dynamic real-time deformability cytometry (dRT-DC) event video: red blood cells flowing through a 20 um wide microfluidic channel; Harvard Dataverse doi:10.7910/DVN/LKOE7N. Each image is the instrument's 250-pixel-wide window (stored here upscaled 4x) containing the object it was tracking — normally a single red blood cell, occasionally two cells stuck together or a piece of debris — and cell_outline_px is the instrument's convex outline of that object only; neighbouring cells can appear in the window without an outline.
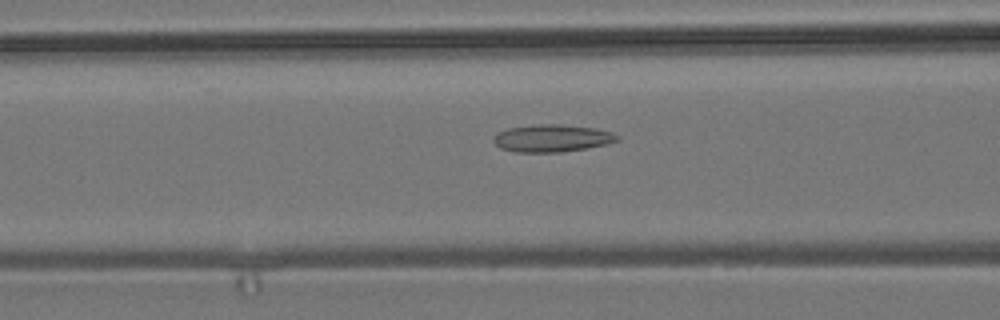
{"species": "common noctule bat (a hibernating species)", "species_latin": "Nyctalus noctula", "temperature_condition": "room temperature", "stored_images_in_passage": 23, "camera_frame_rate_fps": 3000, "um_per_image_px": 0.085, "animal": {"sex": "male", "body_mass_g": 19.2, "forearm_length_mm": 51.8}, "frame": {"image": 1, "passage_image": 11, "time_ms": 3.333, "image_size_px": [1000, 320], "cell_outline_px": [[620, 140], [608, 144], [588, 148], [560, 152], [512, 152], [500, 148], [492, 140], [492, 136], [496, 132], [508, 128], [536, 124], [560, 124], [596, 128], [612, 132], [620, 136]], "centroid_in_image_um": [46.92, 11.75], "position_along_channel_um": 119.7, "area_um2": 20.11}}
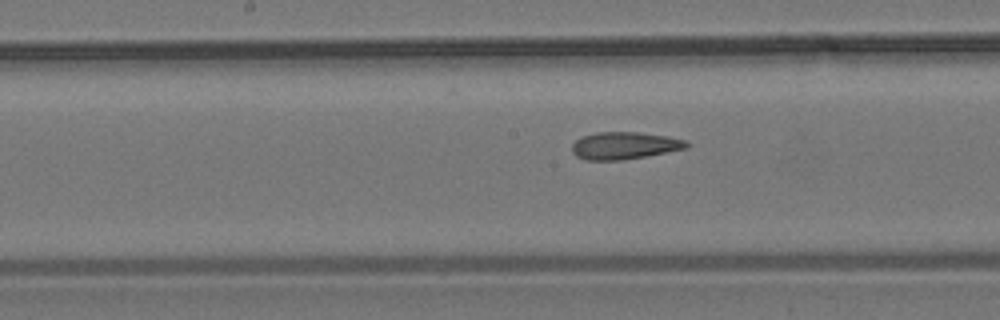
{"frame": {"image": 2, "passage_image": 17, "time_ms": 5.333, "image_size_px": [1000, 320], "cell_outline_px": [[692, 144], [688, 148], [624, 160], [584, 160], [576, 156], [572, 152], [572, 144], [580, 136], [596, 132], [640, 132], [668, 136], [684, 140]], "centroid_in_image_um": [53.07, 12.37], "position_along_channel_um": 195.1, "area_um2": 18.44}}
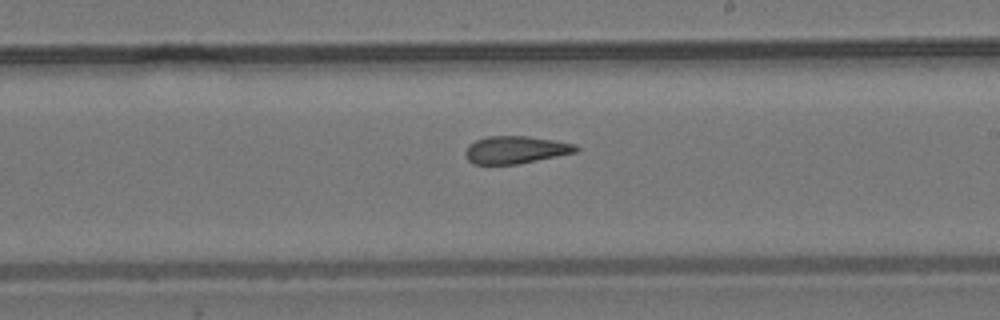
{"frame": {"image": 3, "passage_image": 21, "time_ms": 6.667, "image_size_px": [1000, 320], "cell_outline_px": [[580, 148], [576, 152], [516, 164], [472, 164], [464, 156], [464, 152], [468, 144], [476, 140], [488, 136], [528, 136], [576, 144]], "centroid_in_image_um": [43.78, 12.73], "position_along_channel_um": 245.2, "area_um2": 17.69}}